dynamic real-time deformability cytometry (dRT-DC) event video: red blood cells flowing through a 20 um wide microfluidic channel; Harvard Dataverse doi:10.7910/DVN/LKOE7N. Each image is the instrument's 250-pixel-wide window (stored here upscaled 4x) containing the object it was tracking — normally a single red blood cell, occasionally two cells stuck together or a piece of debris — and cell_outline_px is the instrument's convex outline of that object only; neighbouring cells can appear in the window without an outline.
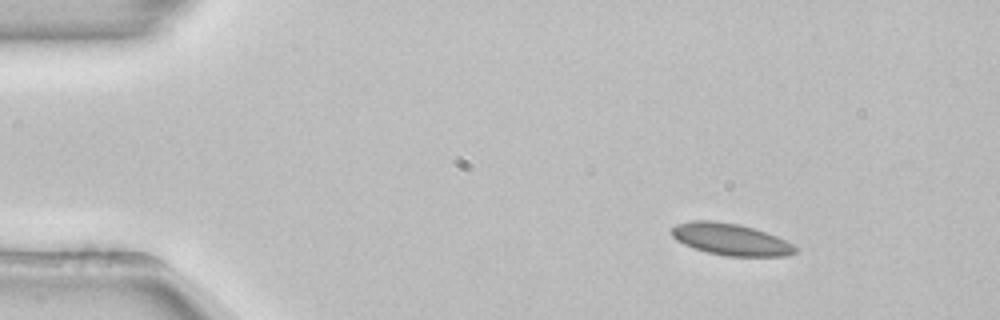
{"species": "common noctule bat (a hibernating species)", "species_latin": "Nyctalus noctula", "temperature_condition": "room temperature", "stored_images_in_passage": 47, "camera_frame_rate_fps": 3000, "um_per_image_px": 0.085, "animal": {"sex": "female", "body_mass_g": 22.7, "forearm_length_mm": 54.2}, "frame": {"image": 1, "passage_image": 1, "time_ms": 0.0, "image_size_px": [1000, 320], "cell_outline_px": [[796, 252], [788, 256], [724, 256], [708, 252], [684, 244], [676, 240], [672, 236], [672, 228], [676, 224], [692, 220], [712, 220], [740, 224], [776, 236], [792, 244], [796, 248]], "centroid_in_image_um": [62.09, 20.34], "position_along_channel_um": 22.9, "area_um2": 22.72}}
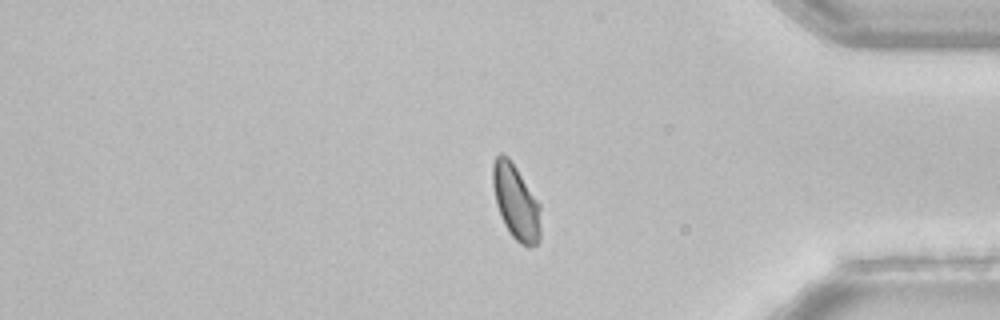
{"frame": {"image": 2, "passage_image": 38, "time_ms": 12.333, "image_size_px": [1000, 320], "cell_outline_px": [[540, 240], [532, 248], [528, 248], [520, 244], [508, 232], [500, 216], [496, 204], [492, 184], [492, 164], [496, 156], [500, 152], [508, 156], [540, 204]], "centroid_in_image_um": [43.84, 17.2], "position_along_channel_um": 391.4, "area_um2": 21.15}}
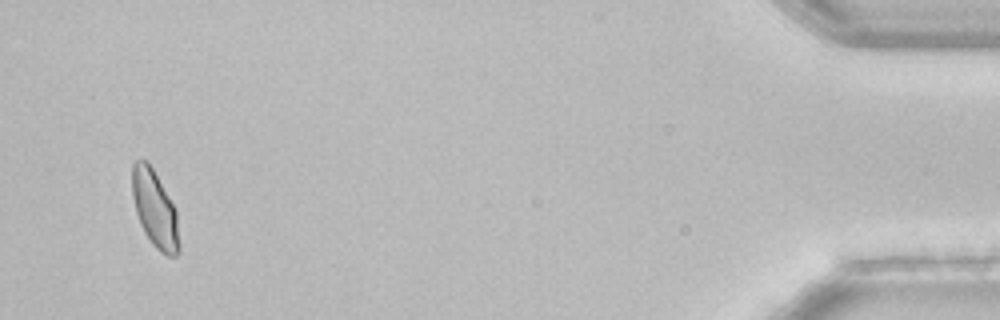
{"frame": {"image": 3, "passage_image": 45, "time_ms": 14.667, "image_size_px": [1000, 320], "cell_outline_px": [[180, 252], [176, 256], [168, 256], [160, 252], [152, 244], [144, 232], [140, 224], [136, 212], [132, 196], [132, 164], [136, 160], [144, 160], [152, 168], [176, 208], [180, 244]], "centroid_in_image_um": [13.18, 17.81], "position_along_channel_um": 422.0, "area_um2": 21.15}, "authors_computed_cell_mechanics": {"area_um2": 22.1374, "velocity_mm_per_s": 3.844, "shape_relaxation_time_tau1_ms": 4.6822, "shape_relaxation_time_tau2_ms": null, "deformation_change_tau1": 0.0649, "deformation_change_tau2": null}}